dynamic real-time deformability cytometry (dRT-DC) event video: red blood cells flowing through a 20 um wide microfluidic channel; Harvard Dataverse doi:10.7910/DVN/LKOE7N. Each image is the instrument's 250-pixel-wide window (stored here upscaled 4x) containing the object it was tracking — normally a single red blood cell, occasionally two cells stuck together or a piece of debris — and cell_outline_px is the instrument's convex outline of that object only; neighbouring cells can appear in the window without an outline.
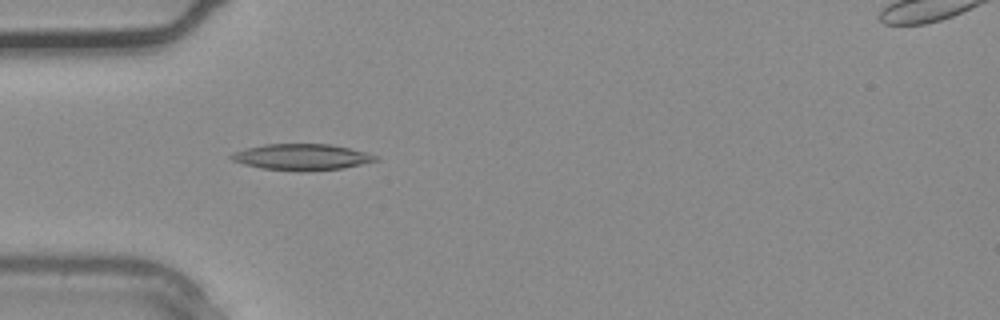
{"species": "common noctule bat (a hibernating species)", "species_latin": "Nyctalus noctula", "temperature_condition": "warm", "stored_images_in_passage": 36, "camera_frame_rate_fps": 3000, "um_per_image_px": 0.085, "animal": {"sex": "male", "body_mass_g": 20.4}, "frame": {"image": 1, "passage_image": 11, "time_ms": 3.333, "image_size_px": [1000, 320], "cell_outline_px": [[380, 160], [344, 168], [300, 172], [296, 172], [260, 168], [244, 164], [232, 160], [228, 156], [232, 152], [264, 144], [332, 144], [380, 156]], "centroid_in_image_um": [25.65, 13.36], "position_along_channel_um": 59.3, "area_um2": 22.25}}